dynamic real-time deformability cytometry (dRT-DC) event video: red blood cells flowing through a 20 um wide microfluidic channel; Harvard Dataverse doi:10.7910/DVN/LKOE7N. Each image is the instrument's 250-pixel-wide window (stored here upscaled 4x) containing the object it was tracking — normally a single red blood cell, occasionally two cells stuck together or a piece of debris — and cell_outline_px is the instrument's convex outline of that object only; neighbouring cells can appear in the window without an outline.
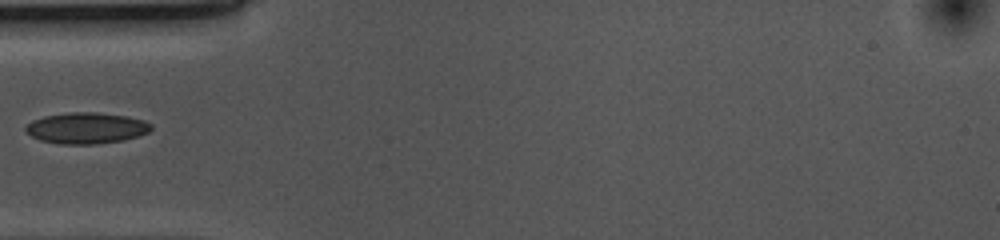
{"species": "common noctule bat (a hibernating species)", "species_latin": "Nyctalus noctula", "temperature_condition": "cold", "stored_images_in_passage": 14, "camera_frame_rate_fps": 3000, "um_per_image_px": 0.085, "animal": {"sex": "female", "body_mass_g": 10.0, "forearm_length_mm": 53.1}, "frame": {"image": 1, "passage_image": 1, "time_ms": 0.0, "image_size_px": [1000, 240], "cell_outline_px": [[152, 128], [148, 132], [140, 136], [124, 140], [96, 144], [60, 144], [40, 140], [32, 136], [24, 128], [32, 120], [44, 116], [68, 112], [96, 112], [128, 116], [144, 120], [152, 124]], "centroid_in_image_um": [7.37, 10.88], "position_along_channel_um": 77.6, "area_um2": 22.89}}
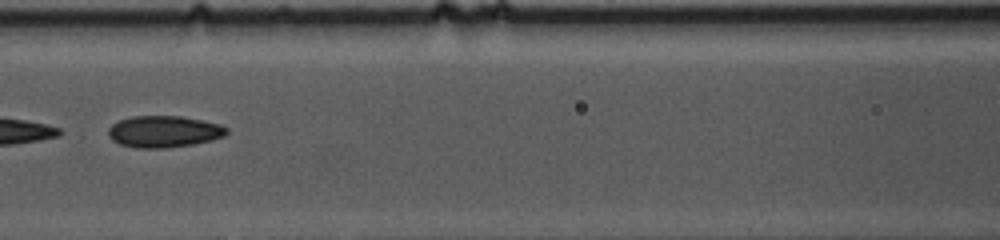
{"frame": {"image": 2, "passage_image": 7, "time_ms": 2.0, "image_size_px": [1000, 240], "cell_outline_px": [[228, 132], [224, 136], [212, 140], [192, 144], [164, 148], [136, 148], [120, 144], [112, 140], [108, 136], [108, 128], [112, 124], [120, 120], [132, 116], [180, 116], [220, 124], [228, 128]], "centroid_in_image_um": [13.92, 11.18], "position_along_channel_um": 152.7, "area_um2": 21.79}}